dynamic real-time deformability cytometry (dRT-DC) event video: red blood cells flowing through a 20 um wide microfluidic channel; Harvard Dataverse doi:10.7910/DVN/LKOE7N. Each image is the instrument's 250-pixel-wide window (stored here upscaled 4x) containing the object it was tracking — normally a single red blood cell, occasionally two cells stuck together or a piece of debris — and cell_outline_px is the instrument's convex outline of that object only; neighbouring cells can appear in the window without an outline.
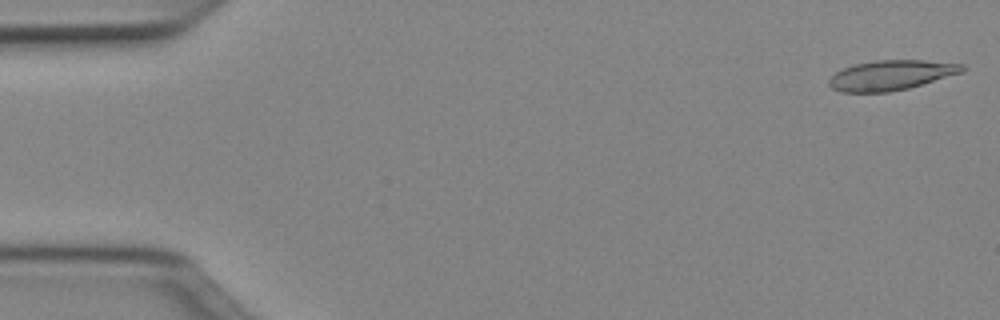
{"species": "Egyptian fruit bat (a non-hibernating species)", "species_latin": "Rousettus aegyptiacus", "temperature_condition": "cold", "stored_images_in_passage": 50, "camera_frame_rate_fps": 3000, "um_per_image_px": 0.085, "animal": {"sex": "female"}, "frame": {"image": 1, "passage_image": 1, "time_ms": 0.0, "image_size_px": [1000, 320], "cell_outline_px": [[964, 72], [908, 88], [888, 92], [840, 92], [832, 88], [828, 84], [828, 80], [836, 72], [844, 68], [856, 64], [876, 60], [924, 60], [964, 64]], "centroid_in_image_um": [75.74, 6.39], "position_along_channel_um": 9.3, "area_um2": 23.12}}
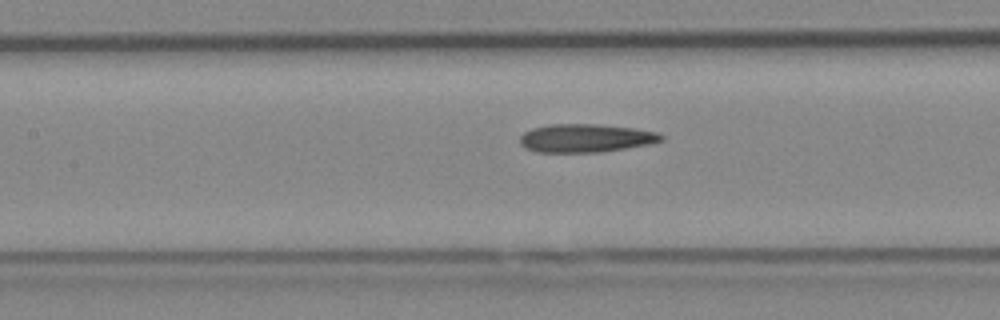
{"frame": {"image": 2, "passage_image": 22, "time_ms": 7.0, "image_size_px": [1000, 320], "cell_outline_px": [[664, 140], [648, 144], [600, 152], [536, 152], [524, 148], [520, 144], [520, 136], [524, 132], [532, 128], [548, 124], [592, 124], [632, 128], [656, 132], [664, 136]], "centroid_in_image_um": [49.73, 11.74], "position_along_channel_um": 157.7, "area_um2": 23.18}}
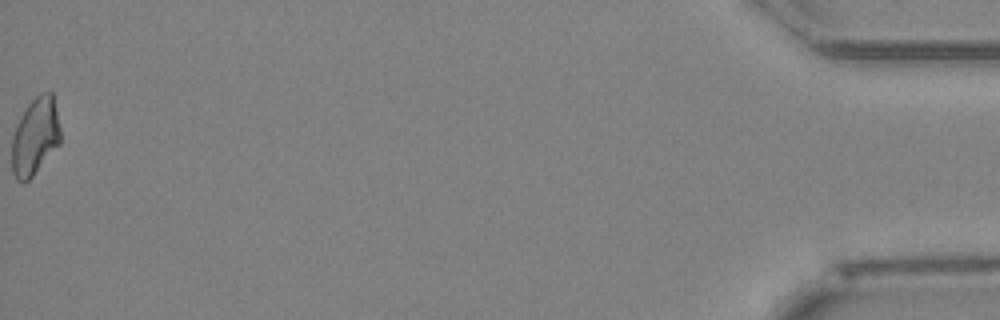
{"frame": {"image": 3, "passage_image": 50, "time_ms": 16.333, "image_size_px": [1000, 320], "cell_outline_px": [[60, 144], [32, 176], [24, 184], [16, 180], [12, 172], [12, 136], [16, 124], [20, 116], [28, 104], [40, 92], [52, 92], [60, 128]], "centroid_in_image_um": [2.97, 11.61], "position_along_channel_um": 432.2, "area_um2": 21.96}, "authors_computed_cell_mechanics": {"area_um2": 23.0911, "velocity_mm_per_s": 4.0266, "shape_relaxation_time_tau1_ms": null, "shape_relaxation_time_tau2_ms": 9.2122, "deformation_change_tau1": null, "deformation_change_tau2": 0.2203}}